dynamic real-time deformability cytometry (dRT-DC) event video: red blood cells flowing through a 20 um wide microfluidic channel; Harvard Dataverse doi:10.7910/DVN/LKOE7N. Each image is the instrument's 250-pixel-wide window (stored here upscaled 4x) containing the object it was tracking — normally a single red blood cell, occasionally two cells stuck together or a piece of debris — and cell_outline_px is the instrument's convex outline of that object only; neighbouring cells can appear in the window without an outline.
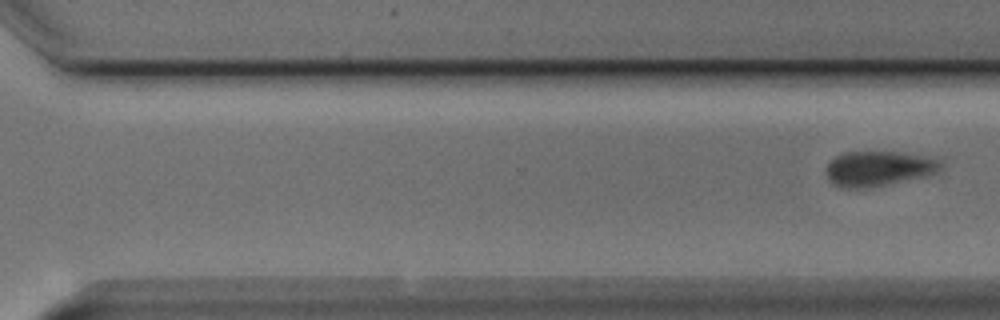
{"species": "Egyptian fruit bat (a non-hibernating species)", "species_latin": "Rousettus aegyptiacus", "temperature_condition": "cold", "stored_images_in_passage": 8, "segment_of_instrument_passage": [2, 2], "camera_frame_rate_fps": 3000, "um_per_image_px": 0.085, "animal": {"sex": "male"}, "frame": {"image": 1, "passage_image": 8, "time_ms": 9.0, "image_size_px": [1000, 320], "cell_outline_px": [[940, 168], [936, 172], [928, 176], [868, 188], [840, 188], [832, 184], [828, 180], [828, 164], [836, 156], [848, 152], [896, 152], [936, 156], [940, 160]], "centroid_in_image_um": [74.73, 14.33], "position_along_channel_um": 295.9, "area_um2": 23.52}}